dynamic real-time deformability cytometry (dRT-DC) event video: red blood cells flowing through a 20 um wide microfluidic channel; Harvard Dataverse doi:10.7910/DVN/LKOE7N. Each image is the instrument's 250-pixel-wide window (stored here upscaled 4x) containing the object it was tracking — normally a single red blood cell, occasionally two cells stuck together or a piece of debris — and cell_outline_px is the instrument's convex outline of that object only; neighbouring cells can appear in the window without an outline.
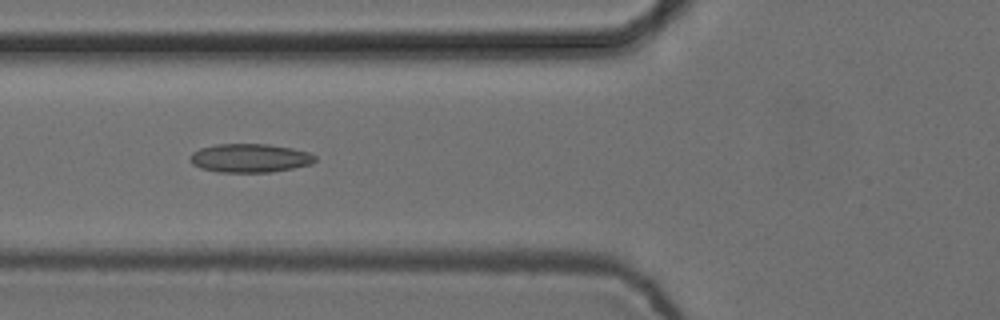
{"species": "common noctule bat (a hibernating species)", "species_latin": "Nyctalus noctula", "temperature_condition": "cold", "stored_images_in_passage": 55, "camera_frame_rate_fps": 3000, "um_per_image_px": 0.085, "animal": {"sex": "female", "body_mass_g": 24.6, "forearm_length_mm": 56.2}, "frame": {"image": 1, "passage_image": 21, "time_ms": 6.667, "image_size_px": [1000, 320], "cell_outline_px": [[316, 160], [312, 164], [272, 172], [216, 172], [200, 168], [192, 164], [188, 160], [188, 156], [192, 152], [200, 148], [216, 144], [268, 144], [292, 148], [308, 152], [316, 156]], "centroid_in_image_um": [21.2, 13.44], "position_along_channel_um": 104.6, "area_um2": 21.1}}
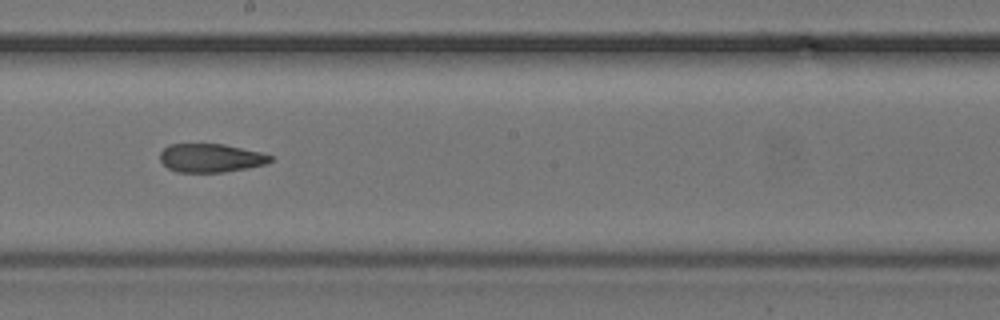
{"frame": {"image": 2, "passage_image": 31, "time_ms": 10.0, "image_size_px": [1000, 320], "cell_outline_px": [[272, 160], [264, 164], [248, 168], [224, 172], [176, 172], [168, 168], [160, 160], [160, 152], [168, 144], [224, 144], [260, 152], [272, 156]], "centroid_in_image_um": [17.89, 13.43], "position_along_channel_um": 230.3, "area_um2": 18.32}}
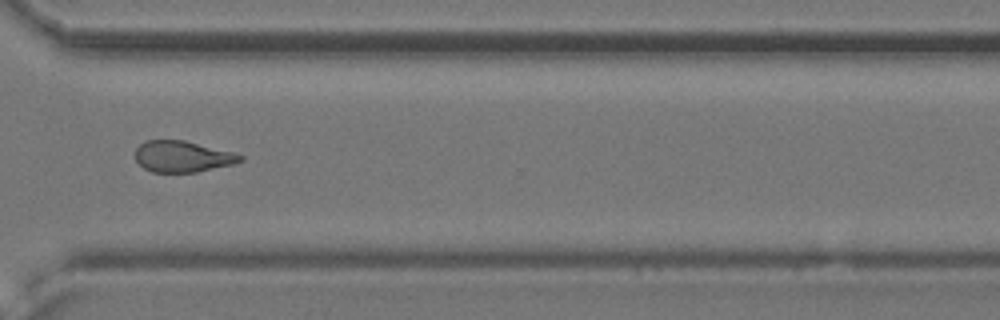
{"frame": {"image": 3, "passage_image": 41, "time_ms": 13.333, "image_size_px": [1000, 320], "cell_outline_px": [[244, 160], [232, 164], [196, 172], [152, 172], [144, 168], [136, 160], [136, 148], [144, 140], [184, 140], [232, 152], [244, 156]], "centroid_in_image_um": [15.5, 13.3], "position_along_channel_um": 355.1, "area_um2": 18.96}, "authors_computed_cell_mechanics": {"area_um2": 20.0566, "velocity_mm_per_s": 3.7598, "shape_relaxation_time_tau1_ms": null, "shape_relaxation_time_tau2_ms": 3.5013, "deformation_change_tau1": null, "deformation_change_tau2": 0.1146}}